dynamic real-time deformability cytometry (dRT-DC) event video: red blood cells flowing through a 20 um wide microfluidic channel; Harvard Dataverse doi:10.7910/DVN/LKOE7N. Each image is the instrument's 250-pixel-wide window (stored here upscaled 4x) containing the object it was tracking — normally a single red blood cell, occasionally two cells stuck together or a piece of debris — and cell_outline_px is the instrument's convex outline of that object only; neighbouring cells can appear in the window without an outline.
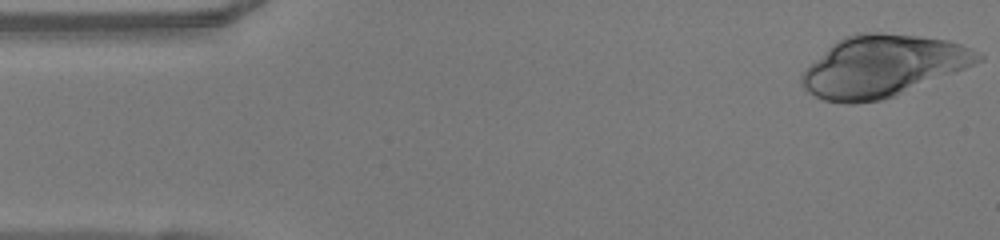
{"species": "human", "species_latin": "Homo sapiens", "temperature_condition": "warm", "stored_images_in_passage": 48, "camera_frame_rate_fps": 3000, "um_per_image_px": 0.085, "donor": {"sex": "female"}, "frame": {"image": 1, "passage_image": 1, "time_ms": 0.0, "image_size_px": [1000, 240], "cell_outline_px": [[984, 60], [896, 96], [880, 100], [856, 104], [844, 104], [824, 100], [808, 92], [800, 84], [800, 76], [832, 44], [844, 36], [856, 32], [880, 32], [916, 36], [948, 40], [972, 48], [984, 56]], "centroid_in_image_um": [75.03, 5.63], "position_along_channel_um": 10.0, "area_um2": 62.94}}
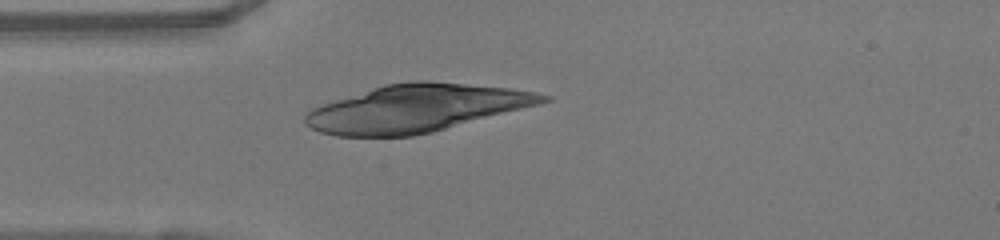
{"frame": {"image": 2, "passage_image": 12, "time_ms": 3.667, "image_size_px": [1000, 240], "cell_outline_px": [[552, 100], [540, 104], [432, 132], [412, 136], [336, 136], [320, 132], [304, 124], [304, 112], [312, 108], [384, 84], [416, 80], [428, 80], [508, 88], [536, 92], [552, 96]], "centroid_in_image_um": [35.39, 9.2], "position_along_channel_um": 49.6, "area_um2": 65.43}}